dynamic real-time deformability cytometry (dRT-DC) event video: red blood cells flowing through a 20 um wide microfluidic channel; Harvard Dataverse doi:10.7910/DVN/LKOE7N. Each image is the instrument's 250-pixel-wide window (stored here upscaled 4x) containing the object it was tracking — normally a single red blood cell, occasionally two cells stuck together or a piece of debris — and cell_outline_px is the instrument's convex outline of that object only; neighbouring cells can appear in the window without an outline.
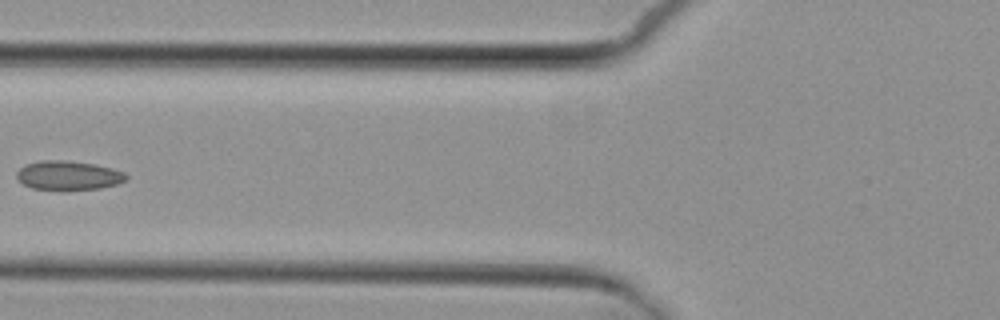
{"species": "common noctule bat (a hibernating species)", "species_latin": "Nyctalus noctula", "temperature_condition": "cold", "stored_images_in_passage": 5, "camera_frame_rate_fps": 3000, "um_per_image_px": 0.085, "animal": {"sex": "female", "body_mass_g": 29.2, "forearm_length_mm": 56.3}, "frame": {"image": 1, "passage_image": 5, "time_ms": 5.667, "image_size_px": [1000, 320], "cell_outline_px": [[128, 180], [116, 184], [100, 188], [64, 192], [60, 192], [32, 188], [24, 184], [16, 176], [16, 172], [24, 164], [40, 160], [64, 160], [96, 164], [112, 168], [124, 172], [128, 176]], "centroid_in_image_um": [5.81, 14.94], "position_along_channel_um": 120.0, "area_um2": 19.25}}